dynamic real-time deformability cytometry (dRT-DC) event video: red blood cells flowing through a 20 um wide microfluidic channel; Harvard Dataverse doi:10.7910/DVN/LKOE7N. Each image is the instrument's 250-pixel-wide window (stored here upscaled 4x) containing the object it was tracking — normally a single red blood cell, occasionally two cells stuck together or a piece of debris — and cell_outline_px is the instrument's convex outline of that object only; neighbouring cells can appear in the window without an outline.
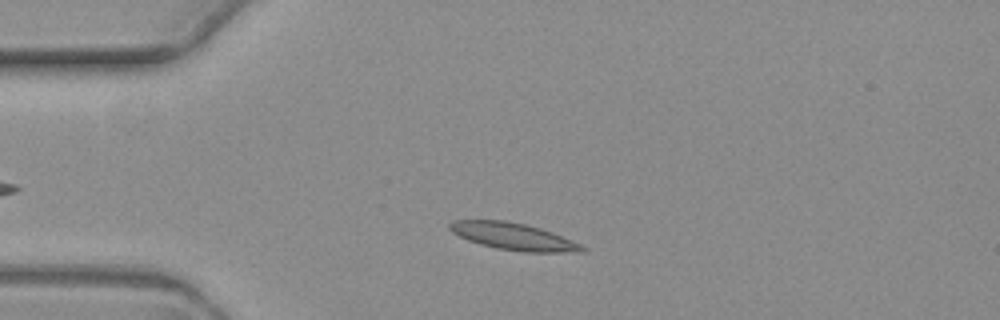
{"species": "common noctule bat (a hibernating species)", "species_latin": "Nyctalus noctula", "temperature_condition": "warm", "stored_images_in_passage": 5, "camera_frame_rate_fps": 3000, "um_per_image_px": 0.085, "animal": {"sex": "female", "body_mass_g": 19.3, "forearm_length_mm": 54.1}, "frame": {"image": 1, "passage_image": 3, "time_ms": 2.333, "image_size_px": [1000, 320], "cell_outline_px": [[588, 252], [520, 252], [496, 248], [480, 244], [468, 240], [452, 232], [448, 228], [448, 224], [452, 220], [504, 220], [524, 224], [540, 228], [552, 232], [572, 240], [588, 248]], "centroid_in_image_um": [43.66, 20.11], "position_along_channel_um": 41.3, "area_um2": 20.98}}
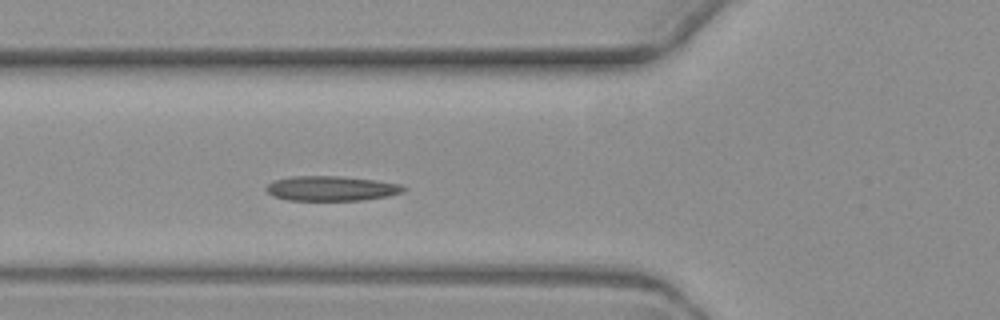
{"frame": {"image": 2, "passage_image": 5, "time_ms": 4.667, "image_size_px": [1000, 320], "cell_outline_px": [[408, 188], [404, 192], [388, 196], [364, 200], [288, 200], [272, 196], [264, 188], [272, 180], [296, 176], [340, 176], [376, 180], [400, 184]], "centroid_in_image_um": [28.17, 16.01], "position_along_channel_um": 97.6, "area_um2": 20.0}}